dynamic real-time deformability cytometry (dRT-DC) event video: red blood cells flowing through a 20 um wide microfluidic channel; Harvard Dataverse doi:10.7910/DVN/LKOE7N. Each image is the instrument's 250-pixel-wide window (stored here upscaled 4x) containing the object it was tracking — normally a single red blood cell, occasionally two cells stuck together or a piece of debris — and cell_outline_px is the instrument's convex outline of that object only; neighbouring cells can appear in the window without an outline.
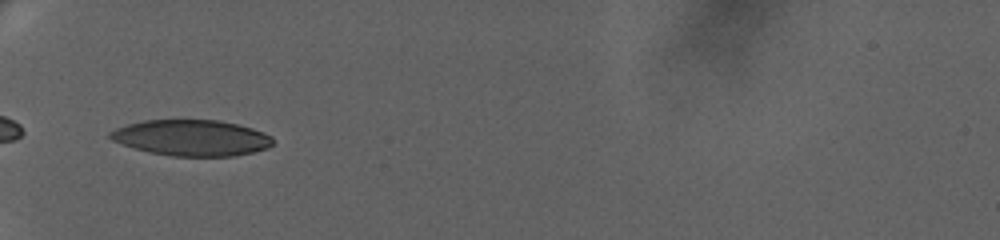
{"species": "human", "species_latin": "Homo sapiens", "temperature_condition": "warm", "stored_images_in_passage": 41, "camera_frame_rate_fps": 3000, "um_per_image_px": 0.085, "donor": {"sex": "female"}, "frame": {"image": 1, "passage_image": 1, "time_ms": 0.0, "image_size_px": [1000, 240], "cell_outline_px": [[272, 144], [268, 148], [252, 152], [232, 156], [172, 156], [148, 152], [112, 140], [108, 136], [108, 132], [116, 128], [128, 124], [144, 120], [220, 120], [252, 128], [264, 132], [272, 136]], "centroid_in_image_um": [16.29, 11.71], "position_along_channel_um": 68.7, "area_um2": 33.99}}
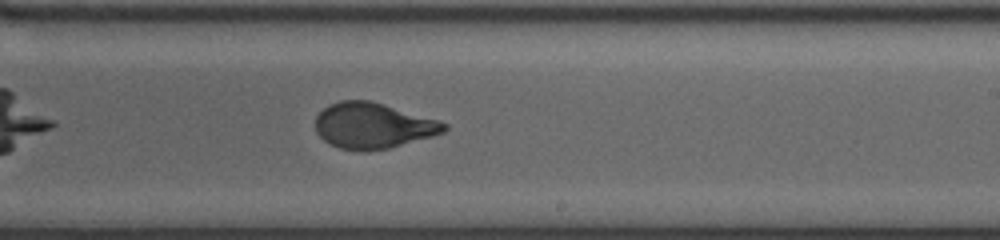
{"frame": {"image": 2, "passage_image": 19, "time_ms": 6.0, "image_size_px": [1000, 240], "cell_outline_px": [[448, 128], [444, 132], [432, 136], [388, 148], [340, 148], [324, 140], [316, 132], [316, 116], [328, 104], [340, 100], [372, 100], [440, 120], [448, 124]], "centroid_in_image_um": [31.73, 10.62], "position_along_channel_um": 257.3, "area_um2": 33.76}}
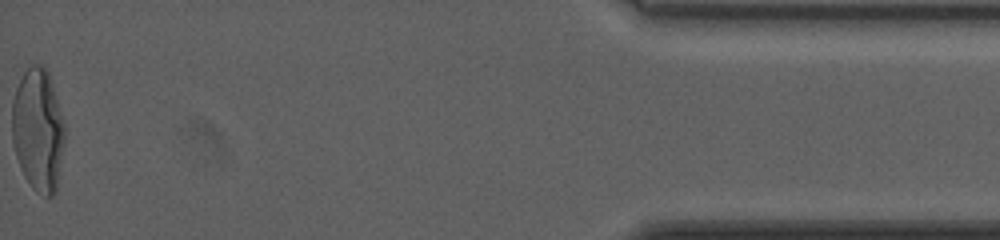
{"frame": {"image": 3, "passage_image": 41, "time_ms": 13.333, "image_size_px": [1000, 240], "cell_outline_px": [[64, 144], [56, 192], [52, 196], [44, 196], [36, 192], [32, 188], [24, 176], [20, 168], [16, 156], [12, 140], [12, 100], [16, 88], [24, 72], [32, 64], [44, 64], [48, 72], [64, 124]], "centroid_in_image_um": [3.22, 11.07], "position_along_channel_um": 432.0, "area_um2": 37.69}, "authors_computed_cell_mechanics": {"area_um2": 34.5644, "velocity_mm_per_s": 3.3207, "shape_relaxation_time_tau1_ms": 7.9071, "shape_relaxation_time_tau2_ms": null, "deformation_change_tau1": 0.2919, "deformation_change_tau2": null}}